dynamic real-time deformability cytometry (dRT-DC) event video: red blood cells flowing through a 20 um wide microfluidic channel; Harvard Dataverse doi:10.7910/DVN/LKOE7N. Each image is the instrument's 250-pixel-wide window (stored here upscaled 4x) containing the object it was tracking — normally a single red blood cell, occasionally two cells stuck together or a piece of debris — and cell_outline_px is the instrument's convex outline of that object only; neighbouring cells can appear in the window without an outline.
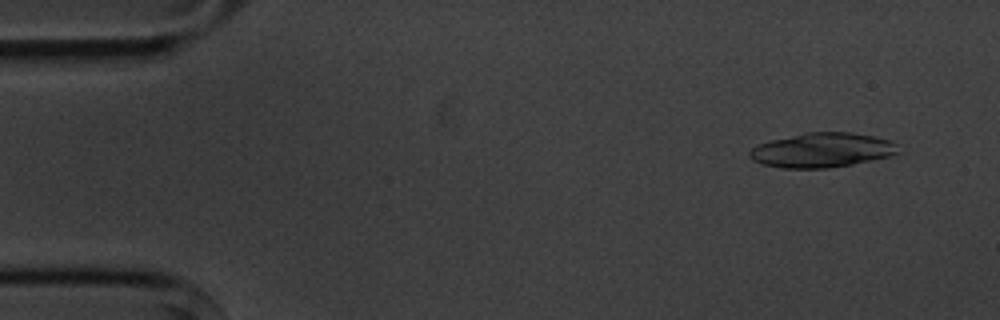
{"species": "common noctule bat (a hibernating species)", "species_latin": "Nyctalus noctula", "temperature_condition": "cold", "stored_images_in_passage": 6, "camera_frame_rate_fps": 3000, "um_per_image_px": 0.085, "animal": {"sex": "male", "body_mass_g": 20.1, "forearm_length_mm": 53.5}, "frame": {"image": 1, "passage_image": 2, "time_ms": 1.0, "image_size_px": [1000, 320], "cell_outline_px": [[900, 152], [888, 156], [852, 164], [828, 168], [784, 168], [764, 164], [752, 160], [748, 156], [748, 152], [756, 144], [768, 140], [808, 132], [852, 132], [876, 136], [892, 140], [896, 144]], "centroid_in_image_um": [69.86, 12.75], "position_along_channel_um": 15.1, "area_um2": 30.06}}
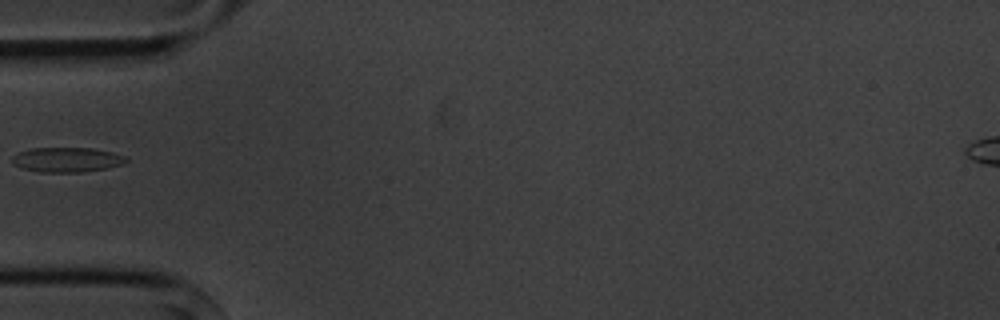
{"frame": {"image": 2, "passage_image": 6, "time_ms": 5.667, "image_size_px": [1000, 320], "cell_outline_px": [[128, 160], [124, 164], [108, 168], [80, 172], [40, 172], [20, 168], [12, 164], [12, 156], [20, 152], [32, 148], [92, 148], [112, 152], [128, 156]], "centroid_in_image_um": [5.71, 13.58], "position_along_channel_um": 79.3, "area_um2": 16.59}}